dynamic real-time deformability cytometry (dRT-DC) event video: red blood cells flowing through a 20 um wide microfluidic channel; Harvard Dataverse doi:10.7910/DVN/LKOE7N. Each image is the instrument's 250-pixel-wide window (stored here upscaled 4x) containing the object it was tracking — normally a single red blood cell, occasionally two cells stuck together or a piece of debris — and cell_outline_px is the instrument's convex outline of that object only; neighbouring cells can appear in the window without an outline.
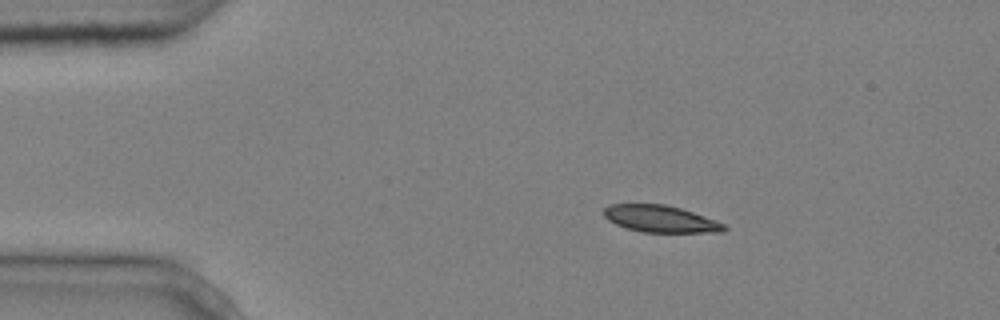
{"species": "common noctule bat (a hibernating species)", "species_latin": "Nyctalus noctula", "temperature_condition": "cold", "stored_images_in_passage": 5, "camera_frame_rate_fps": 3000, "um_per_image_px": 0.085, "animal": {"sex": "male", "body_mass_g": 20.4}, "frame": {"image": 1, "passage_image": 2, "time_ms": 0.333, "image_size_px": [1000, 320], "cell_outline_px": [[728, 228], [724, 232], [640, 232], [616, 224], [608, 220], [604, 216], [604, 208], [608, 204], [664, 204], [680, 208], [692, 212], [724, 224]], "centroid_in_image_um": [56.11, 18.6], "position_along_channel_um": 28.9, "area_um2": 18.67}}
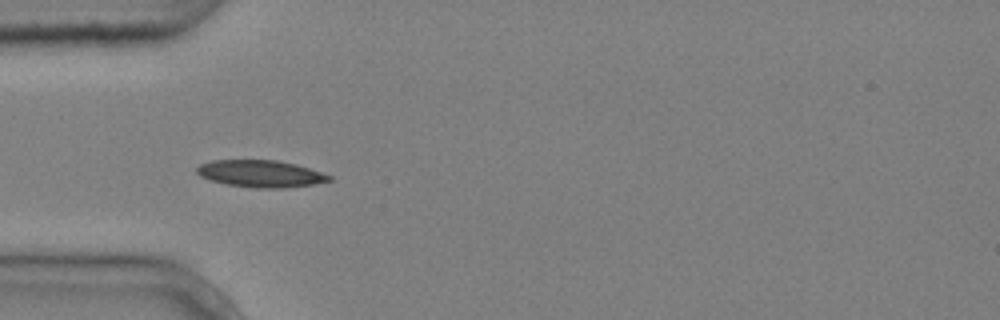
{"frame": {"image": 2, "passage_image": 4, "time_ms": 1.0, "image_size_px": [1000, 320], "cell_outline_px": [[332, 180], [312, 184], [284, 188], [252, 188], [228, 184], [212, 180], [200, 176], [196, 172], [196, 168], [200, 164], [212, 160], [276, 160], [296, 164], [332, 176]], "centroid_in_image_um": [22.14, 14.76], "position_along_channel_um": 62.9, "area_um2": 20.69}}
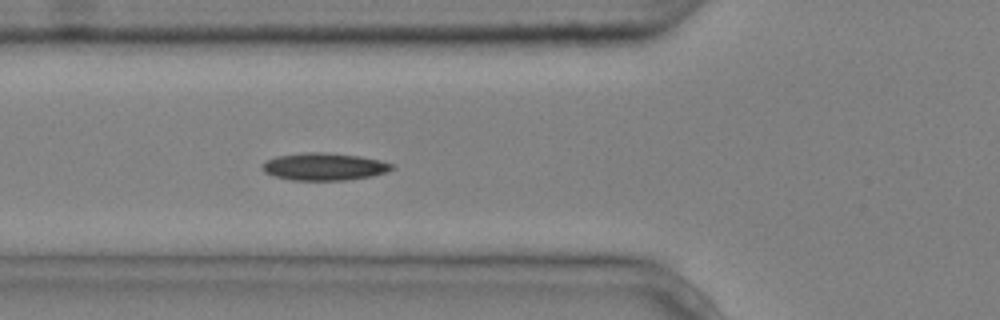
{"frame": {"image": 3, "passage_image": 5, "time_ms": 1.333, "image_size_px": [1000, 320], "cell_outline_px": [[396, 168], [388, 172], [372, 176], [348, 180], [292, 180], [276, 176], [264, 172], [264, 164], [268, 160], [276, 156], [304, 152], [324, 152], [360, 156], [380, 160], [396, 164]], "centroid_in_image_um": [27.66, 14.16], "position_along_channel_um": 98.1, "area_um2": 20.75}}